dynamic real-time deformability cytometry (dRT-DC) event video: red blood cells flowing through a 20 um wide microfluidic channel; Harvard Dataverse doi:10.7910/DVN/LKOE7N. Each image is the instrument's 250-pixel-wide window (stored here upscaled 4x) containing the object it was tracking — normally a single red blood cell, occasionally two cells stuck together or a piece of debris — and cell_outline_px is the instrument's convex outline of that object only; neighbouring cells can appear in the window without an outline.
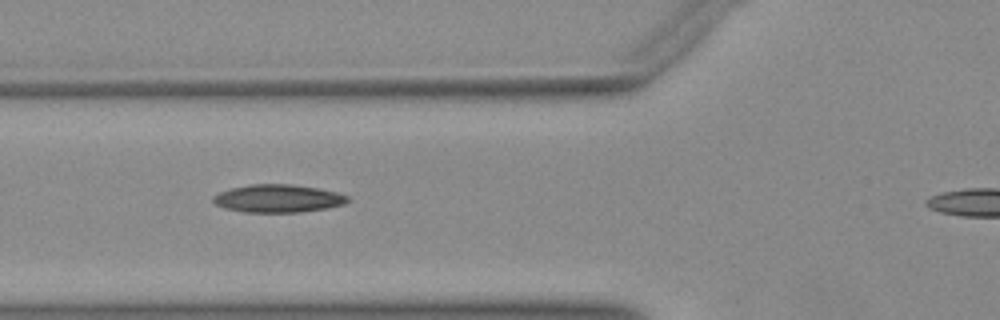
{"species": "Egyptian fruit bat (a non-hibernating species)", "species_latin": "Rousettus aegyptiacus", "temperature_condition": "warm", "stored_images_in_passage": 10, "camera_frame_rate_fps": 3000, "um_per_image_px": 0.085, "animal": {"sex": "female"}, "frame": {"image": 1, "passage_image": 4, "time_ms": 1.0, "image_size_px": [1000, 320], "cell_outline_px": [[348, 200], [344, 204], [324, 208], [300, 212], [244, 212], [224, 208], [216, 204], [212, 200], [212, 196], [220, 192], [232, 188], [248, 184], [292, 184], [316, 188], [336, 192], [348, 196]], "centroid_in_image_um": [23.59, 16.86], "position_along_channel_um": 102.2, "area_um2": 21.68}}